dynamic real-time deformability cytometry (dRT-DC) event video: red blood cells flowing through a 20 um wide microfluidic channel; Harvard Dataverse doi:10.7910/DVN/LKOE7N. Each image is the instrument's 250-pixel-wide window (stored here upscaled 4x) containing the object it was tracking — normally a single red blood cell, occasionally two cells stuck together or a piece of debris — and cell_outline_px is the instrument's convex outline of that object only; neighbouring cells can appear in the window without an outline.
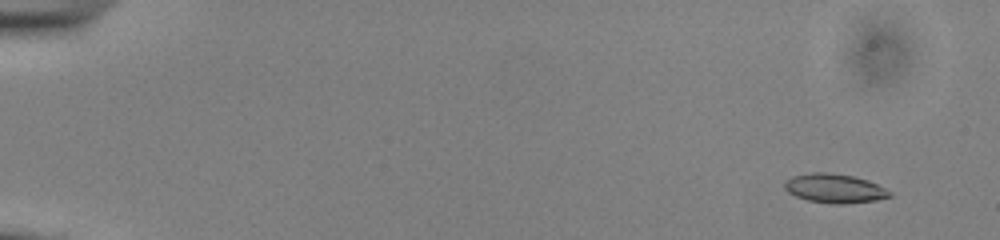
{"species": "common noctule bat (a hibernating species)", "species_latin": "Nyctalus noctula", "temperature_condition": "cold", "stored_images_in_passage": 55, "camera_frame_rate_fps": 3000, "um_per_image_px": 0.085, "animal": {"sex": "male", "body_mass_g": 13.0, "forearm_length_mm": 53.1}, "frame": {"image": 1, "passage_image": 5, "time_ms": 1.333, "image_size_px": [1000, 240], "cell_outline_px": [[892, 196], [876, 200], [844, 204], [832, 204], [808, 200], [796, 196], [788, 192], [784, 188], [784, 180], [792, 176], [812, 172], [828, 172], [852, 176], [868, 180], [892, 192]], "centroid_in_image_um": [70.92, 16.01], "position_along_channel_um": 14.1, "area_um2": 17.86}}
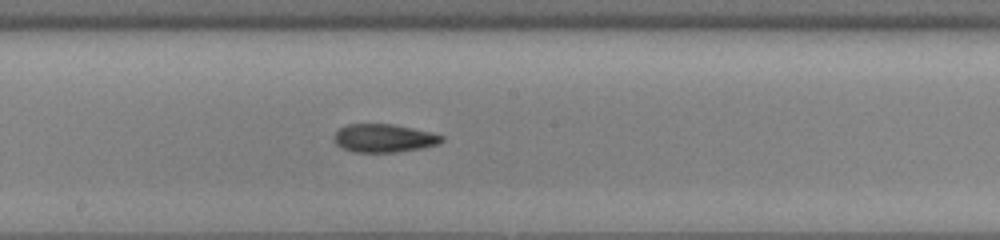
{"frame": {"image": 2, "passage_image": 32, "time_ms": 10.333, "image_size_px": [1000, 240], "cell_outline_px": [[444, 140], [440, 144], [420, 148], [396, 152], [352, 152], [336, 144], [336, 132], [340, 128], [348, 124], [392, 124], [432, 132], [444, 136]], "centroid_in_image_um": [32.68, 11.74], "position_along_channel_um": 215.5, "area_um2": 17.57}}
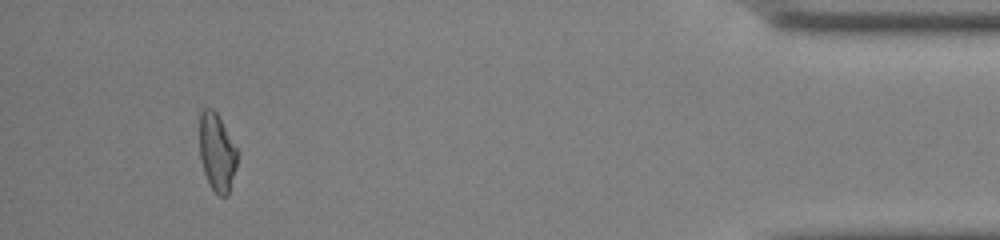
{"frame": {"image": 3, "passage_image": 52, "time_ms": 17.0, "image_size_px": [1000, 240], "cell_outline_px": [[240, 152], [228, 196], [220, 196], [208, 184], [200, 160], [200, 112], [204, 108], [212, 108], [216, 112]], "centroid_in_image_um": [18.46, 12.95], "position_along_channel_um": 416.7, "area_um2": 17.34}, "authors_computed_cell_mechanics": {"area_um2": 17.629, "velocity_mm_per_s": 3.8954, "shape_relaxation_time_tau1_ms": 7.4587, "shape_relaxation_time_tau2_ms": 2.5859, "deformation_change_tau1": 0.1555, "deformation_change_tau2": 0.0977}}